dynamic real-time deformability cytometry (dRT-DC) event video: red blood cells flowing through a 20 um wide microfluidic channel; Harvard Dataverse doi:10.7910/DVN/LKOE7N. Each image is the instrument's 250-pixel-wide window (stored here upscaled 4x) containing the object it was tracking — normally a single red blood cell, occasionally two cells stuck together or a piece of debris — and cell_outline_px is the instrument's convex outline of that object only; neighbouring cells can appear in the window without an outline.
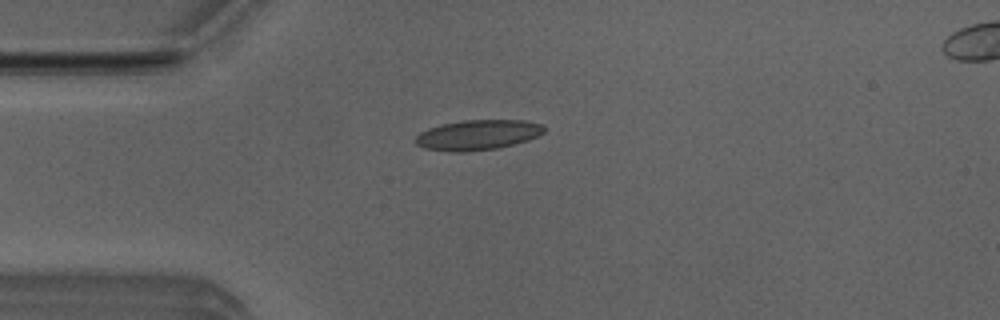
{"species": "Egyptian fruit bat (a non-hibernating species)", "species_latin": "Rousettus aegyptiacus", "temperature_condition": "room temperature", "stored_images_in_passage": 6, "camera_frame_rate_fps": 3000, "um_per_image_px": 0.085, "animal": {"sex": "male"}, "frame": {"image": 1, "passage_image": 6, "time_ms": 1.667, "image_size_px": [1000, 320], "cell_outline_px": [[544, 132], [528, 140], [496, 148], [464, 152], [452, 152], [424, 148], [416, 144], [412, 140], [420, 132], [428, 128], [440, 124], [464, 120], [524, 120], [540, 124], [544, 128]], "centroid_in_image_um": [40.54, 11.46], "position_along_channel_um": 44.5, "area_um2": 22.54}}